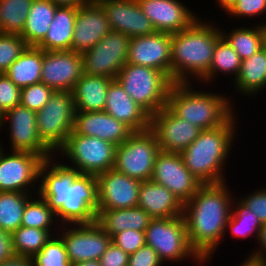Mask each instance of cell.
I'll return each mask as SVG.
<instances>
[{"label":"cell","instance_id":"6da1fadb","mask_svg":"<svg viewBox=\"0 0 266 266\" xmlns=\"http://www.w3.org/2000/svg\"><path fill=\"white\" fill-rule=\"evenodd\" d=\"M56 159L55 155L41 165L37 193L47 201L59 225L96 222L97 176L81 174Z\"/></svg>","mask_w":266,"mask_h":266},{"label":"cell","instance_id":"7a4b0ae2","mask_svg":"<svg viewBox=\"0 0 266 266\" xmlns=\"http://www.w3.org/2000/svg\"><path fill=\"white\" fill-rule=\"evenodd\" d=\"M227 184H202L183 206L189 244L206 264L224 241L235 197Z\"/></svg>","mask_w":266,"mask_h":266},{"label":"cell","instance_id":"3957f363","mask_svg":"<svg viewBox=\"0 0 266 266\" xmlns=\"http://www.w3.org/2000/svg\"><path fill=\"white\" fill-rule=\"evenodd\" d=\"M200 17L188 28L171 34L173 83H193L194 80L196 83L210 68L217 40L222 34L218 25L206 19L202 21Z\"/></svg>","mask_w":266,"mask_h":266},{"label":"cell","instance_id":"277c9868","mask_svg":"<svg viewBox=\"0 0 266 266\" xmlns=\"http://www.w3.org/2000/svg\"><path fill=\"white\" fill-rule=\"evenodd\" d=\"M238 116L215 129L202 130L199 136L180 153L187 169L201 184L227 181L225 167L237 138ZM227 161V162H226ZM225 176V177H224Z\"/></svg>","mask_w":266,"mask_h":266},{"label":"cell","instance_id":"5b68a950","mask_svg":"<svg viewBox=\"0 0 266 266\" xmlns=\"http://www.w3.org/2000/svg\"><path fill=\"white\" fill-rule=\"evenodd\" d=\"M193 84L173 83L169 89L167 106L178 117L201 130H210L226 124L236 114L231 96L197 90L198 85L196 88Z\"/></svg>","mask_w":266,"mask_h":266},{"label":"cell","instance_id":"8992f818","mask_svg":"<svg viewBox=\"0 0 266 266\" xmlns=\"http://www.w3.org/2000/svg\"><path fill=\"white\" fill-rule=\"evenodd\" d=\"M116 80L150 116L167 106L173 82L162 71L125 63Z\"/></svg>","mask_w":266,"mask_h":266},{"label":"cell","instance_id":"52a82bcc","mask_svg":"<svg viewBox=\"0 0 266 266\" xmlns=\"http://www.w3.org/2000/svg\"><path fill=\"white\" fill-rule=\"evenodd\" d=\"M145 243L151 246L163 263H180L186 258L199 266L205 262L191 248L183 216L152 218L145 230Z\"/></svg>","mask_w":266,"mask_h":266},{"label":"cell","instance_id":"ba28073f","mask_svg":"<svg viewBox=\"0 0 266 266\" xmlns=\"http://www.w3.org/2000/svg\"><path fill=\"white\" fill-rule=\"evenodd\" d=\"M116 147L106 140L71 132L56 157L66 158L70 163L65 159L64 164L81 174L98 176L114 168Z\"/></svg>","mask_w":266,"mask_h":266},{"label":"cell","instance_id":"9c48e42d","mask_svg":"<svg viewBox=\"0 0 266 266\" xmlns=\"http://www.w3.org/2000/svg\"><path fill=\"white\" fill-rule=\"evenodd\" d=\"M75 104L72 92L55 91L36 112L37 131L41 141L56 155L73 131Z\"/></svg>","mask_w":266,"mask_h":266},{"label":"cell","instance_id":"30bf717a","mask_svg":"<svg viewBox=\"0 0 266 266\" xmlns=\"http://www.w3.org/2000/svg\"><path fill=\"white\" fill-rule=\"evenodd\" d=\"M159 152L157 137L150 128L133 132L116 147L114 169L131 178L148 181Z\"/></svg>","mask_w":266,"mask_h":266},{"label":"cell","instance_id":"8fae6325","mask_svg":"<svg viewBox=\"0 0 266 266\" xmlns=\"http://www.w3.org/2000/svg\"><path fill=\"white\" fill-rule=\"evenodd\" d=\"M130 37L110 31L82 55L83 73L116 79L127 63Z\"/></svg>","mask_w":266,"mask_h":266},{"label":"cell","instance_id":"7c38bea8","mask_svg":"<svg viewBox=\"0 0 266 266\" xmlns=\"http://www.w3.org/2000/svg\"><path fill=\"white\" fill-rule=\"evenodd\" d=\"M4 127L9 132L7 138L10 140L9 144L11 143L10 151L32 153L44 160L55 156L40 139L37 131L36 111L17 105L2 114L0 130Z\"/></svg>","mask_w":266,"mask_h":266},{"label":"cell","instance_id":"4fadbf2b","mask_svg":"<svg viewBox=\"0 0 266 266\" xmlns=\"http://www.w3.org/2000/svg\"><path fill=\"white\" fill-rule=\"evenodd\" d=\"M43 162L38 155L5 149L0 156V191L37 194Z\"/></svg>","mask_w":266,"mask_h":266},{"label":"cell","instance_id":"5bb4252c","mask_svg":"<svg viewBox=\"0 0 266 266\" xmlns=\"http://www.w3.org/2000/svg\"><path fill=\"white\" fill-rule=\"evenodd\" d=\"M59 230L71 263L99 260L111 243V237L97 222L61 225Z\"/></svg>","mask_w":266,"mask_h":266},{"label":"cell","instance_id":"9a60e30c","mask_svg":"<svg viewBox=\"0 0 266 266\" xmlns=\"http://www.w3.org/2000/svg\"><path fill=\"white\" fill-rule=\"evenodd\" d=\"M165 186L184 205L198 191L201 182L187 169L179 153L160 151L150 179Z\"/></svg>","mask_w":266,"mask_h":266},{"label":"cell","instance_id":"2e32d148","mask_svg":"<svg viewBox=\"0 0 266 266\" xmlns=\"http://www.w3.org/2000/svg\"><path fill=\"white\" fill-rule=\"evenodd\" d=\"M150 129L155 133L160 151L181 153L200 134V128L178 117L168 106L151 116Z\"/></svg>","mask_w":266,"mask_h":266},{"label":"cell","instance_id":"e0dca14e","mask_svg":"<svg viewBox=\"0 0 266 266\" xmlns=\"http://www.w3.org/2000/svg\"><path fill=\"white\" fill-rule=\"evenodd\" d=\"M82 73L81 53L43 50L41 82L54 91L71 92Z\"/></svg>","mask_w":266,"mask_h":266},{"label":"cell","instance_id":"ac0fdd59","mask_svg":"<svg viewBox=\"0 0 266 266\" xmlns=\"http://www.w3.org/2000/svg\"><path fill=\"white\" fill-rule=\"evenodd\" d=\"M127 63L157 69L171 80V34L156 32L130 38Z\"/></svg>","mask_w":266,"mask_h":266},{"label":"cell","instance_id":"d6986e66","mask_svg":"<svg viewBox=\"0 0 266 266\" xmlns=\"http://www.w3.org/2000/svg\"><path fill=\"white\" fill-rule=\"evenodd\" d=\"M98 210L126 209L138 206L142 181L131 178L114 168L99 174Z\"/></svg>","mask_w":266,"mask_h":266},{"label":"cell","instance_id":"ffe728a7","mask_svg":"<svg viewBox=\"0 0 266 266\" xmlns=\"http://www.w3.org/2000/svg\"><path fill=\"white\" fill-rule=\"evenodd\" d=\"M104 9L112 31L128 37L156 33L150 19L143 13L137 0H96Z\"/></svg>","mask_w":266,"mask_h":266},{"label":"cell","instance_id":"44dd1931","mask_svg":"<svg viewBox=\"0 0 266 266\" xmlns=\"http://www.w3.org/2000/svg\"><path fill=\"white\" fill-rule=\"evenodd\" d=\"M111 31L104 9L96 0L77 8L71 50L83 53Z\"/></svg>","mask_w":266,"mask_h":266},{"label":"cell","instance_id":"7402d4cb","mask_svg":"<svg viewBox=\"0 0 266 266\" xmlns=\"http://www.w3.org/2000/svg\"><path fill=\"white\" fill-rule=\"evenodd\" d=\"M137 2L152 22L156 32L169 34L180 32L199 18V15L181 0H137Z\"/></svg>","mask_w":266,"mask_h":266},{"label":"cell","instance_id":"603a6c76","mask_svg":"<svg viewBox=\"0 0 266 266\" xmlns=\"http://www.w3.org/2000/svg\"><path fill=\"white\" fill-rule=\"evenodd\" d=\"M72 133L97 137L118 146L133 131L123 122L118 121L105 111H76Z\"/></svg>","mask_w":266,"mask_h":266},{"label":"cell","instance_id":"cb8c5ba5","mask_svg":"<svg viewBox=\"0 0 266 266\" xmlns=\"http://www.w3.org/2000/svg\"><path fill=\"white\" fill-rule=\"evenodd\" d=\"M104 111L127 125L133 132L150 128L151 116L114 79L108 86Z\"/></svg>","mask_w":266,"mask_h":266},{"label":"cell","instance_id":"d4e9b609","mask_svg":"<svg viewBox=\"0 0 266 266\" xmlns=\"http://www.w3.org/2000/svg\"><path fill=\"white\" fill-rule=\"evenodd\" d=\"M183 204L165 186L151 180L142 181L139 188L138 207L152 218L182 216Z\"/></svg>","mask_w":266,"mask_h":266},{"label":"cell","instance_id":"484cf974","mask_svg":"<svg viewBox=\"0 0 266 266\" xmlns=\"http://www.w3.org/2000/svg\"><path fill=\"white\" fill-rule=\"evenodd\" d=\"M113 78L82 73L72 92L75 110L104 111L108 86Z\"/></svg>","mask_w":266,"mask_h":266},{"label":"cell","instance_id":"4316f807","mask_svg":"<svg viewBox=\"0 0 266 266\" xmlns=\"http://www.w3.org/2000/svg\"><path fill=\"white\" fill-rule=\"evenodd\" d=\"M152 217L140 207L97 210L96 222L110 236L125 230L145 232Z\"/></svg>","mask_w":266,"mask_h":266},{"label":"cell","instance_id":"83f0119b","mask_svg":"<svg viewBox=\"0 0 266 266\" xmlns=\"http://www.w3.org/2000/svg\"><path fill=\"white\" fill-rule=\"evenodd\" d=\"M231 83L236 93L248 98L252 95L255 98L266 89V45L257 53L242 60L239 73Z\"/></svg>","mask_w":266,"mask_h":266},{"label":"cell","instance_id":"f1b7e54d","mask_svg":"<svg viewBox=\"0 0 266 266\" xmlns=\"http://www.w3.org/2000/svg\"><path fill=\"white\" fill-rule=\"evenodd\" d=\"M77 8L58 6L45 38L37 45L44 51L71 50Z\"/></svg>","mask_w":266,"mask_h":266},{"label":"cell","instance_id":"f546056e","mask_svg":"<svg viewBox=\"0 0 266 266\" xmlns=\"http://www.w3.org/2000/svg\"><path fill=\"white\" fill-rule=\"evenodd\" d=\"M43 50L37 46H28L9 66L5 74L19 88L41 82Z\"/></svg>","mask_w":266,"mask_h":266},{"label":"cell","instance_id":"4dcf8cb0","mask_svg":"<svg viewBox=\"0 0 266 266\" xmlns=\"http://www.w3.org/2000/svg\"><path fill=\"white\" fill-rule=\"evenodd\" d=\"M58 6L51 0H34L21 37L28 46H37L47 35Z\"/></svg>","mask_w":266,"mask_h":266},{"label":"cell","instance_id":"1f68e13d","mask_svg":"<svg viewBox=\"0 0 266 266\" xmlns=\"http://www.w3.org/2000/svg\"><path fill=\"white\" fill-rule=\"evenodd\" d=\"M222 36L227 40L231 47L237 52L241 60L247 59L257 53L266 45V26L254 24L251 27L241 25L229 31L221 29Z\"/></svg>","mask_w":266,"mask_h":266},{"label":"cell","instance_id":"d6a6232c","mask_svg":"<svg viewBox=\"0 0 266 266\" xmlns=\"http://www.w3.org/2000/svg\"><path fill=\"white\" fill-rule=\"evenodd\" d=\"M241 62L242 60L237 52L221 36L217 40L210 68L198 82L199 84L203 82L208 87V84L215 83L214 81L218 78V74L219 76L221 74H229L230 77H233L232 80L234 81L239 73Z\"/></svg>","mask_w":266,"mask_h":266},{"label":"cell","instance_id":"836d02e7","mask_svg":"<svg viewBox=\"0 0 266 266\" xmlns=\"http://www.w3.org/2000/svg\"><path fill=\"white\" fill-rule=\"evenodd\" d=\"M236 196L232 201V210L228 219L225 235L227 232L234 238L245 240L251 235L255 236V242L259 238L262 223Z\"/></svg>","mask_w":266,"mask_h":266},{"label":"cell","instance_id":"e575fe53","mask_svg":"<svg viewBox=\"0 0 266 266\" xmlns=\"http://www.w3.org/2000/svg\"><path fill=\"white\" fill-rule=\"evenodd\" d=\"M21 226L47 230L54 236L58 233L61 225H59L55 213L49 208L47 201L37 193L25 205Z\"/></svg>","mask_w":266,"mask_h":266},{"label":"cell","instance_id":"d590c367","mask_svg":"<svg viewBox=\"0 0 266 266\" xmlns=\"http://www.w3.org/2000/svg\"><path fill=\"white\" fill-rule=\"evenodd\" d=\"M30 193L0 191V228L12 233L21 227L23 211Z\"/></svg>","mask_w":266,"mask_h":266},{"label":"cell","instance_id":"8d00e7d4","mask_svg":"<svg viewBox=\"0 0 266 266\" xmlns=\"http://www.w3.org/2000/svg\"><path fill=\"white\" fill-rule=\"evenodd\" d=\"M33 1L0 0L1 32L21 35Z\"/></svg>","mask_w":266,"mask_h":266},{"label":"cell","instance_id":"74e56055","mask_svg":"<svg viewBox=\"0 0 266 266\" xmlns=\"http://www.w3.org/2000/svg\"><path fill=\"white\" fill-rule=\"evenodd\" d=\"M52 237L47 230L21 226L11 233L14 254L32 258Z\"/></svg>","mask_w":266,"mask_h":266},{"label":"cell","instance_id":"f35d334b","mask_svg":"<svg viewBox=\"0 0 266 266\" xmlns=\"http://www.w3.org/2000/svg\"><path fill=\"white\" fill-rule=\"evenodd\" d=\"M34 266H70L71 262L62 238L56 234L32 258Z\"/></svg>","mask_w":266,"mask_h":266},{"label":"cell","instance_id":"ab89813d","mask_svg":"<svg viewBox=\"0 0 266 266\" xmlns=\"http://www.w3.org/2000/svg\"><path fill=\"white\" fill-rule=\"evenodd\" d=\"M28 47L25 40L17 34H0V74L5 73L9 66Z\"/></svg>","mask_w":266,"mask_h":266},{"label":"cell","instance_id":"60d3db41","mask_svg":"<svg viewBox=\"0 0 266 266\" xmlns=\"http://www.w3.org/2000/svg\"><path fill=\"white\" fill-rule=\"evenodd\" d=\"M54 92L42 82L26 86L21 88L20 105L36 112L40 111Z\"/></svg>","mask_w":266,"mask_h":266},{"label":"cell","instance_id":"b9f144b4","mask_svg":"<svg viewBox=\"0 0 266 266\" xmlns=\"http://www.w3.org/2000/svg\"><path fill=\"white\" fill-rule=\"evenodd\" d=\"M228 17L236 18L239 20L242 18L252 19L254 17H260L266 15V0H236L233 4L225 11ZM241 17V18H240ZM250 17V18H249ZM266 19V16L264 17ZM266 26V22L262 21L259 23Z\"/></svg>","mask_w":266,"mask_h":266},{"label":"cell","instance_id":"7bdbcfd3","mask_svg":"<svg viewBox=\"0 0 266 266\" xmlns=\"http://www.w3.org/2000/svg\"><path fill=\"white\" fill-rule=\"evenodd\" d=\"M21 88L16 86L5 74H0V112L3 114L9 109L20 105Z\"/></svg>","mask_w":266,"mask_h":266},{"label":"cell","instance_id":"ee69618b","mask_svg":"<svg viewBox=\"0 0 266 266\" xmlns=\"http://www.w3.org/2000/svg\"><path fill=\"white\" fill-rule=\"evenodd\" d=\"M111 242L121 248L128 255H131L146 244L145 232L125 230L113 235L111 237Z\"/></svg>","mask_w":266,"mask_h":266},{"label":"cell","instance_id":"f6af8a7d","mask_svg":"<svg viewBox=\"0 0 266 266\" xmlns=\"http://www.w3.org/2000/svg\"><path fill=\"white\" fill-rule=\"evenodd\" d=\"M238 199L256 215V218L263 224L266 223V187L261 186V188L251 191V193L245 196H240Z\"/></svg>","mask_w":266,"mask_h":266},{"label":"cell","instance_id":"bcb514c9","mask_svg":"<svg viewBox=\"0 0 266 266\" xmlns=\"http://www.w3.org/2000/svg\"><path fill=\"white\" fill-rule=\"evenodd\" d=\"M128 266H164V263L157 252L145 244L135 253L129 255Z\"/></svg>","mask_w":266,"mask_h":266},{"label":"cell","instance_id":"7dc6e473","mask_svg":"<svg viewBox=\"0 0 266 266\" xmlns=\"http://www.w3.org/2000/svg\"><path fill=\"white\" fill-rule=\"evenodd\" d=\"M129 255L114 243H110L99 261L101 266H128Z\"/></svg>","mask_w":266,"mask_h":266},{"label":"cell","instance_id":"c3c4849f","mask_svg":"<svg viewBox=\"0 0 266 266\" xmlns=\"http://www.w3.org/2000/svg\"><path fill=\"white\" fill-rule=\"evenodd\" d=\"M14 255L11 233L0 228V264Z\"/></svg>","mask_w":266,"mask_h":266},{"label":"cell","instance_id":"681fc988","mask_svg":"<svg viewBox=\"0 0 266 266\" xmlns=\"http://www.w3.org/2000/svg\"><path fill=\"white\" fill-rule=\"evenodd\" d=\"M258 247L256 246L251 254L249 256L253 257L254 259L261 260L263 262H266V223H263L260 232H259V238L257 240Z\"/></svg>","mask_w":266,"mask_h":266},{"label":"cell","instance_id":"f907efd6","mask_svg":"<svg viewBox=\"0 0 266 266\" xmlns=\"http://www.w3.org/2000/svg\"><path fill=\"white\" fill-rule=\"evenodd\" d=\"M0 266H34L32 259L14 255L12 258L3 261Z\"/></svg>","mask_w":266,"mask_h":266},{"label":"cell","instance_id":"816d5d0a","mask_svg":"<svg viewBox=\"0 0 266 266\" xmlns=\"http://www.w3.org/2000/svg\"><path fill=\"white\" fill-rule=\"evenodd\" d=\"M51 1H53L57 6L79 8L85 5L90 0H51Z\"/></svg>","mask_w":266,"mask_h":266},{"label":"cell","instance_id":"f5cc1de1","mask_svg":"<svg viewBox=\"0 0 266 266\" xmlns=\"http://www.w3.org/2000/svg\"><path fill=\"white\" fill-rule=\"evenodd\" d=\"M248 257H246V259H244L243 263L241 262V264L239 266H266V262H263L261 260L258 259H254L253 257L247 255Z\"/></svg>","mask_w":266,"mask_h":266},{"label":"cell","instance_id":"db71d44e","mask_svg":"<svg viewBox=\"0 0 266 266\" xmlns=\"http://www.w3.org/2000/svg\"><path fill=\"white\" fill-rule=\"evenodd\" d=\"M236 0H217L215 3L218 4L219 8L225 12Z\"/></svg>","mask_w":266,"mask_h":266},{"label":"cell","instance_id":"11a10c76","mask_svg":"<svg viewBox=\"0 0 266 266\" xmlns=\"http://www.w3.org/2000/svg\"><path fill=\"white\" fill-rule=\"evenodd\" d=\"M70 266H101V264L99 260H90L79 263H71Z\"/></svg>","mask_w":266,"mask_h":266},{"label":"cell","instance_id":"9f6ffc18","mask_svg":"<svg viewBox=\"0 0 266 266\" xmlns=\"http://www.w3.org/2000/svg\"><path fill=\"white\" fill-rule=\"evenodd\" d=\"M2 140H0L1 142ZM5 150L4 146L2 145V143H0V156L3 153V151Z\"/></svg>","mask_w":266,"mask_h":266}]
</instances>
